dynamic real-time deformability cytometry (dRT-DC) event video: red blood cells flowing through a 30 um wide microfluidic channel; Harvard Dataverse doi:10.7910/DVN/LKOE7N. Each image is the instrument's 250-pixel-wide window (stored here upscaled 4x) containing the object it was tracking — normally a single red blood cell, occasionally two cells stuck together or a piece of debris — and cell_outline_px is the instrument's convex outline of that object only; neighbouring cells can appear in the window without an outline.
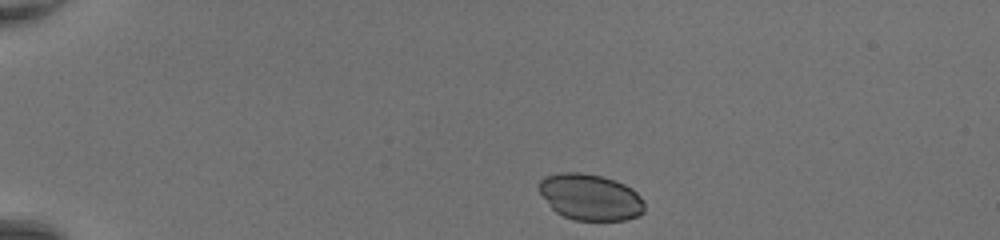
{"species": "common noctule bat (a hibernating species)", "species_latin": "Nyctalus noctula", "temperature_condition": "room temperature", "stored_images_in_passage": 39, "camera_frame_rate_fps": 3000, "um_per_image_px": 0.085, "animal": {"sex": "female", "body_mass_g": 20.0, "forearm_length_mm": 54.0}, "frame": {"image": 1, "passage_image": 1, "time_ms": 0.0, "image_size_px": [1000, 240], "cell_outline_px": [[644, 212], [636, 216], [624, 220], [576, 220], [564, 216], [556, 212], [552, 208], [540, 192], [540, 180], [544, 176], [560, 172], [580, 172], [600, 176], [624, 184], [632, 188], [644, 200]], "centroid_in_image_um": [50.18, 16.75], "position_along_channel_um": 34.8, "area_um2": 28.21}}
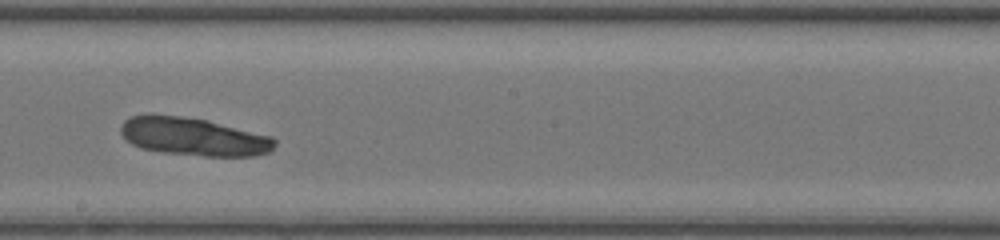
{"frame": {"image": 2, "passage_image": 20, "time_ms": 6.333, "image_size_px": [1000, 240], "cell_outline_px": [[276, 144], [272, 152], [252, 156], [204, 156], [164, 152], [140, 148], [132, 144], [120, 132], [120, 128], [124, 120], [128, 116], [148, 112], [152, 112], [208, 120], [272, 136], [276, 140]], "centroid_in_image_um": [16.43, 11.59], "position_along_channel_um": 231.8, "area_um2": 34.74}}
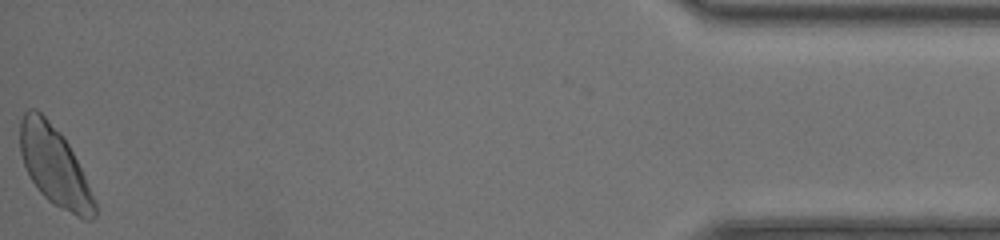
{"frame": {"image": 3, "passage_image": 39, "time_ms": 12.667, "image_size_px": [1000, 240], "cell_outline_px": [[96, 216], [92, 220], [84, 220], [60, 208], [48, 200], [40, 192], [32, 180], [24, 164], [20, 152], [20, 120], [24, 112], [28, 108], [36, 108], [64, 136], [84, 176], [96, 204]], "centroid_in_image_um": [4.62, 14.11], "position_along_channel_um": 430.6, "area_um2": 33.93}}